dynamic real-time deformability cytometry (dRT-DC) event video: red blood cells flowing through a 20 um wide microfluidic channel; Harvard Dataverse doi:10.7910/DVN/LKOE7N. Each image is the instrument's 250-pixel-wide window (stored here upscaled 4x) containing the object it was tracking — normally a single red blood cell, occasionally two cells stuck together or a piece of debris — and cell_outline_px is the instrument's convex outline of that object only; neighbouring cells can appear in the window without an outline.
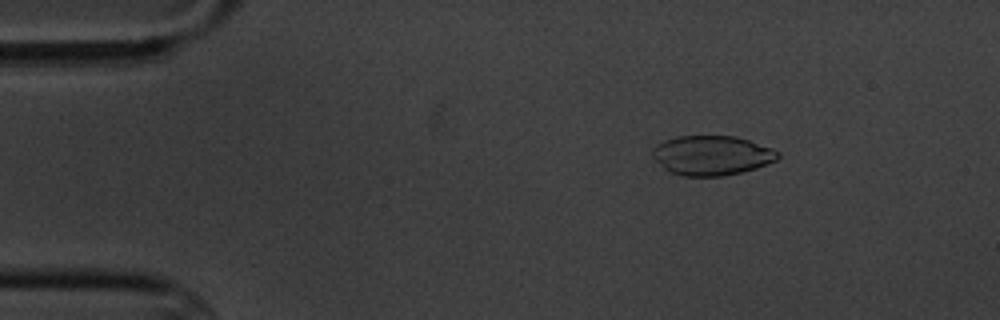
{"species": "common noctule bat (a hibernating species)", "species_latin": "Nyctalus noctula", "temperature_condition": "cold", "stored_images_in_passage": 5, "camera_frame_rate_fps": 3000, "um_per_image_px": 0.085, "animal": {"sex": "male", "body_mass_g": 20.1, "forearm_length_mm": 53.5}, "frame": {"image": 1, "passage_image": 3, "time_ms": 2.333, "image_size_px": [1000, 320], "cell_outline_px": [[780, 156], [776, 160], [756, 168], [724, 176], [684, 176], [668, 172], [652, 156], [652, 148], [664, 140], [676, 136], [736, 136], [772, 148], [780, 152]], "centroid_in_image_um": [60.49, 13.21], "position_along_channel_um": 24.5, "area_um2": 28.96}}